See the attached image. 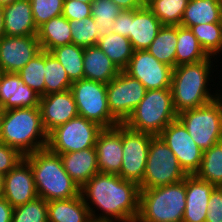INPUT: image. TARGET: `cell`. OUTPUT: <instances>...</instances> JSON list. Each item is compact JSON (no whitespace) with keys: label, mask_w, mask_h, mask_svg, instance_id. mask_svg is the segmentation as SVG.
<instances>
[{"label":"cell","mask_w":222,"mask_h":222,"mask_svg":"<svg viewBox=\"0 0 222 222\" xmlns=\"http://www.w3.org/2000/svg\"><path fill=\"white\" fill-rule=\"evenodd\" d=\"M45 51L36 54L19 72L21 80L40 96L45 95Z\"/></svg>","instance_id":"35"},{"label":"cell","mask_w":222,"mask_h":222,"mask_svg":"<svg viewBox=\"0 0 222 222\" xmlns=\"http://www.w3.org/2000/svg\"><path fill=\"white\" fill-rule=\"evenodd\" d=\"M205 222H222V187L216 186L210 195Z\"/></svg>","instance_id":"44"},{"label":"cell","mask_w":222,"mask_h":222,"mask_svg":"<svg viewBox=\"0 0 222 222\" xmlns=\"http://www.w3.org/2000/svg\"><path fill=\"white\" fill-rule=\"evenodd\" d=\"M100 173L119 175L122 167V123L104 128L95 143Z\"/></svg>","instance_id":"18"},{"label":"cell","mask_w":222,"mask_h":222,"mask_svg":"<svg viewBox=\"0 0 222 222\" xmlns=\"http://www.w3.org/2000/svg\"><path fill=\"white\" fill-rule=\"evenodd\" d=\"M11 222H48L47 201L37 197L13 208Z\"/></svg>","instance_id":"38"},{"label":"cell","mask_w":222,"mask_h":222,"mask_svg":"<svg viewBox=\"0 0 222 222\" xmlns=\"http://www.w3.org/2000/svg\"><path fill=\"white\" fill-rule=\"evenodd\" d=\"M36 27L63 13L64 0H30Z\"/></svg>","instance_id":"39"},{"label":"cell","mask_w":222,"mask_h":222,"mask_svg":"<svg viewBox=\"0 0 222 222\" xmlns=\"http://www.w3.org/2000/svg\"><path fill=\"white\" fill-rule=\"evenodd\" d=\"M215 187L195 174L186 176V206L182 222L206 221L208 202Z\"/></svg>","instance_id":"19"},{"label":"cell","mask_w":222,"mask_h":222,"mask_svg":"<svg viewBox=\"0 0 222 222\" xmlns=\"http://www.w3.org/2000/svg\"><path fill=\"white\" fill-rule=\"evenodd\" d=\"M72 44L86 48L95 46L99 41V30L92 16L81 20H69Z\"/></svg>","instance_id":"36"},{"label":"cell","mask_w":222,"mask_h":222,"mask_svg":"<svg viewBox=\"0 0 222 222\" xmlns=\"http://www.w3.org/2000/svg\"><path fill=\"white\" fill-rule=\"evenodd\" d=\"M123 71L139 80L147 90L171 86L173 68L159 62L148 50L134 51L128 66Z\"/></svg>","instance_id":"14"},{"label":"cell","mask_w":222,"mask_h":222,"mask_svg":"<svg viewBox=\"0 0 222 222\" xmlns=\"http://www.w3.org/2000/svg\"><path fill=\"white\" fill-rule=\"evenodd\" d=\"M188 174L182 169L176 156L159 135L153 136L149 145L146 169L140 189L178 183Z\"/></svg>","instance_id":"8"},{"label":"cell","mask_w":222,"mask_h":222,"mask_svg":"<svg viewBox=\"0 0 222 222\" xmlns=\"http://www.w3.org/2000/svg\"><path fill=\"white\" fill-rule=\"evenodd\" d=\"M159 136L171 149L188 175H193L200 169L203 151L178 118L170 122Z\"/></svg>","instance_id":"13"},{"label":"cell","mask_w":222,"mask_h":222,"mask_svg":"<svg viewBox=\"0 0 222 222\" xmlns=\"http://www.w3.org/2000/svg\"><path fill=\"white\" fill-rule=\"evenodd\" d=\"M195 175L203 181L222 187V141L203 152L200 169Z\"/></svg>","instance_id":"31"},{"label":"cell","mask_w":222,"mask_h":222,"mask_svg":"<svg viewBox=\"0 0 222 222\" xmlns=\"http://www.w3.org/2000/svg\"><path fill=\"white\" fill-rule=\"evenodd\" d=\"M17 0H0V6L9 5L10 3H13Z\"/></svg>","instance_id":"50"},{"label":"cell","mask_w":222,"mask_h":222,"mask_svg":"<svg viewBox=\"0 0 222 222\" xmlns=\"http://www.w3.org/2000/svg\"><path fill=\"white\" fill-rule=\"evenodd\" d=\"M4 35L3 6H0V38Z\"/></svg>","instance_id":"48"},{"label":"cell","mask_w":222,"mask_h":222,"mask_svg":"<svg viewBox=\"0 0 222 222\" xmlns=\"http://www.w3.org/2000/svg\"><path fill=\"white\" fill-rule=\"evenodd\" d=\"M209 57L210 56L201 47L193 32L189 28L178 26L176 66L197 63Z\"/></svg>","instance_id":"29"},{"label":"cell","mask_w":222,"mask_h":222,"mask_svg":"<svg viewBox=\"0 0 222 222\" xmlns=\"http://www.w3.org/2000/svg\"><path fill=\"white\" fill-rule=\"evenodd\" d=\"M64 1H67V0H64ZM79 1L84 2V3H92L93 2V0H79Z\"/></svg>","instance_id":"52"},{"label":"cell","mask_w":222,"mask_h":222,"mask_svg":"<svg viewBox=\"0 0 222 222\" xmlns=\"http://www.w3.org/2000/svg\"><path fill=\"white\" fill-rule=\"evenodd\" d=\"M84 79L108 84L121 70L97 46L84 48L83 54Z\"/></svg>","instance_id":"23"},{"label":"cell","mask_w":222,"mask_h":222,"mask_svg":"<svg viewBox=\"0 0 222 222\" xmlns=\"http://www.w3.org/2000/svg\"><path fill=\"white\" fill-rule=\"evenodd\" d=\"M92 221L135 222L139 213V185L115 174H95L80 188Z\"/></svg>","instance_id":"1"},{"label":"cell","mask_w":222,"mask_h":222,"mask_svg":"<svg viewBox=\"0 0 222 222\" xmlns=\"http://www.w3.org/2000/svg\"><path fill=\"white\" fill-rule=\"evenodd\" d=\"M221 35H222V18H221ZM222 56V41H221V47H220V50L213 56L214 59H216V63H222V62H219V60H221V57ZM219 58V59H218ZM222 61V60H221Z\"/></svg>","instance_id":"49"},{"label":"cell","mask_w":222,"mask_h":222,"mask_svg":"<svg viewBox=\"0 0 222 222\" xmlns=\"http://www.w3.org/2000/svg\"><path fill=\"white\" fill-rule=\"evenodd\" d=\"M1 196L13 208L33 201L38 197L33 172L25 158L3 176V192Z\"/></svg>","instance_id":"16"},{"label":"cell","mask_w":222,"mask_h":222,"mask_svg":"<svg viewBox=\"0 0 222 222\" xmlns=\"http://www.w3.org/2000/svg\"><path fill=\"white\" fill-rule=\"evenodd\" d=\"M177 118L204 152L222 141V97L199 108L180 112Z\"/></svg>","instance_id":"7"},{"label":"cell","mask_w":222,"mask_h":222,"mask_svg":"<svg viewBox=\"0 0 222 222\" xmlns=\"http://www.w3.org/2000/svg\"><path fill=\"white\" fill-rule=\"evenodd\" d=\"M70 90L79 116L94 121L103 128H113L120 123L109 110L107 84L80 79L72 83Z\"/></svg>","instance_id":"9"},{"label":"cell","mask_w":222,"mask_h":222,"mask_svg":"<svg viewBox=\"0 0 222 222\" xmlns=\"http://www.w3.org/2000/svg\"><path fill=\"white\" fill-rule=\"evenodd\" d=\"M24 158L31 166L38 197L49 202L80 195L79 186L65 171L59 154L46 147Z\"/></svg>","instance_id":"4"},{"label":"cell","mask_w":222,"mask_h":222,"mask_svg":"<svg viewBox=\"0 0 222 222\" xmlns=\"http://www.w3.org/2000/svg\"><path fill=\"white\" fill-rule=\"evenodd\" d=\"M190 30L209 56H214L221 47V22L192 26Z\"/></svg>","instance_id":"37"},{"label":"cell","mask_w":222,"mask_h":222,"mask_svg":"<svg viewBox=\"0 0 222 222\" xmlns=\"http://www.w3.org/2000/svg\"><path fill=\"white\" fill-rule=\"evenodd\" d=\"M222 0H189L180 26L191 28L205 23L221 22Z\"/></svg>","instance_id":"25"},{"label":"cell","mask_w":222,"mask_h":222,"mask_svg":"<svg viewBox=\"0 0 222 222\" xmlns=\"http://www.w3.org/2000/svg\"><path fill=\"white\" fill-rule=\"evenodd\" d=\"M45 95L70 90L72 81L69 79L62 64L50 53L45 51Z\"/></svg>","instance_id":"33"},{"label":"cell","mask_w":222,"mask_h":222,"mask_svg":"<svg viewBox=\"0 0 222 222\" xmlns=\"http://www.w3.org/2000/svg\"><path fill=\"white\" fill-rule=\"evenodd\" d=\"M24 158L16 149L0 141V174L5 175Z\"/></svg>","instance_id":"43"},{"label":"cell","mask_w":222,"mask_h":222,"mask_svg":"<svg viewBox=\"0 0 222 222\" xmlns=\"http://www.w3.org/2000/svg\"><path fill=\"white\" fill-rule=\"evenodd\" d=\"M42 125L47 133L78 116L71 90L40 96Z\"/></svg>","instance_id":"17"},{"label":"cell","mask_w":222,"mask_h":222,"mask_svg":"<svg viewBox=\"0 0 222 222\" xmlns=\"http://www.w3.org/2000/svg\"><path fill=\"white\" fill-rule=\"evenodd\" d=\"M103 129L98 123L78 115L48 133L47 148L64 154L95 147Z\"/></svg>","instance_id":"10"},{"label":"cell","mask_w":222,"mask_h":222,"mask_svg":"<svg viewBox=\"0 0 222 222\" xmlns=\"http://www.w3.org/2000/svg\"><path fill=\"white\" fill-rule=\"evenodd\" d=\"M3 192V175L0 174V196Z\"/></svg>","instance_id":"51"},{"label":"cell","mask_w":222,"mask_h":222,"mask_svg":"<svg viewBox=\"0 0 222 222\" xmlns=\"http://www.w3.org/2000/svg\"><path fill=\"white\" fill-rule=\"evenodd\" d=\"M4 34L6 36L37 35L30 0H17L3 6Z\"/></svg>","instance_id":"21"},{"label":"cell","mask_w":222,"mask_h":222,"mask_svg":"<svg viewBox=\"0 0 222 222\" xmlns=\"http://www.w3.org/2000/svg\"><path fill=\"white\" fill-rule=\"evenodd\" d=\"M162 26L146 5L130 10L129 40L134 51L147 50Z\"/></svg>","instance_id":"20"},{"label":"cell","mask_w":222,"mask_h":222,"mask_svg":"<svg viewBox=\"0 0 222 222\" xmlns=\"http://www.w3.org/2000/svg\"><path fill=\"white\" fill-rule=\"evenodd\" d=\"M16 73L0 72V108H15Z\"/></svg>","instance_id":"40"},{"label":"cell","mask_w":222,"mask_h":222,"mask_svg":"<svg viewBox=\"0 0 222 222\" xmlns=\"http://www.w3.org/2000/svg\"><path fill=\"white\" fill-rule=\"evenodd\" d=\"M40 95L26 85L16 73L15 108L39 107Z\"/></svg>","instance_id":"41"},{"label":"cell","mask_w":222,"mask_h":222,"mask_svg":"<svg viewBox=\"0 0 222 222\" xmlns=\"http://www.w3.org/2000/svg\"><path fill=\"white\" fill-rule=\"evenodd\" d=\"M130 10H123L114 20L112 32L129 38Z\"/></svg>","instance_id":"45"},{"label":"cell","mask_w":222,"mask_h":222,"mask_svg":"<svg viewBox=\"0 0 222 222\" xmlns=\"http://www.w3.org/2000/svg\"><path fill=\"white\" fill-rule=\"evenodd\" d=\"M186 206V177L170 185L140 189L135 222H182Z\"/></svg>","instance_id":"5"},{"label":"cell","mask_w":222,"mask_h":222,"mask_svg":"<svg viewBox=\"0 0 222 222\" xmlns=\"http://www.w3.org/2000/svg\"><path fill=\"white\" fill-rule=\"evenodd\" d=\"M41 51L37 35L0 38V72L18 73Z\"/></svg>","instance_id":"15"},{"label":"cell","mask_w":222,"mask_h":222,"mask_svg":"<svg viewBox=\"0 0 222 222\" xmlns=\"http://www.w3.org/2000/svg\"><path fill=\"white\" fill-rule=\"evenodd\" d=\"M62 15L68 20H81L91 16V3H84L79 0L64 1Z\"/></svg>","instance_id":"42"},{"label":"cell","mask_w":222,"mask_h":222,"mask_svg":"<svg viewBox=\"0 0 222 222\" xmlns=\"http://www.w3.org/2000/svg\"><path fill=\"white\" fill-rule=\"evenodd\" d=\"M154 135L129 128L122 123V167L119 176L138 185L146 169L149 145Z\"/></svg>","instance_id":"11"},{"label":"cell","mask_w":222,"mask_h":222,"mask_svg":"<svg viewBox=\"0 0 222 222\" xmlns=\"http://www.w3.org/2000/svg\"><path fill=\"white\" fill-rule=\"evenodd\" d=\"M0 141L26 156L47 147L40 107L1 110Z\"/></svg>","instance_id":"3"},{"label":"cell","mask_w":222,"mask_h":222,"mask_svg":"<svg viewBox=\"0 0 222 222\" xmlns=\"http://www.w3.org/2000/svg\"><path fill=\"white\" fill-rule=\"evenodd\" d=\"M122 10H136L146 5V0H111Z\"/></svg>","instance_id":"47"},{"label":"cell","mask_w":222,"mask_h":222,"mask_svg":"<svg viewBox=\"0 0 222 222\" xmlns=\"http://www.w3.org/2000/svg\"><path fill=\"white\" fill-rule=\"evenodd\" d=\"M13 207L2 196H0V222H11Z\"/></svg>","instance_id":"46"},{"label":"cell","mask_w":222,"mask_h":222,"mask_svg":"<svg viewBox=\"0 0 222 222\" xmlns=\"http://www.w3.org/2000/svg\"><path fill=\"white\" fill-rule=\"evenodd\" d=\"M59 155L65 171L79 188L100 172L95 147Z\"/></svg>","instance_id":"22"},{"label":"cell","mask_w":222,"mask_h":222,"mask_svg":"<svg viewBox=\"0 0 222 222\" xmlns=\"http://www.w3.org/2000/svg\"><path fill=\"white\" fill-rule=\"evenodd\" d=\"M123 11L111 0H93L91 3V16L99 30V38L112 32L114 20Z\"/></svg>","instance_id":"34"},{"label":"cell","mask_w":222,"mask_h":222,"mask_svg":"<svg viewBox=\"0 0 222 222\" xmlns=\"http://www.w3.org/2000/svg\"><path fill=\"white\" fill-rule=\"evenodd\" d=\"M214 62L215 59L210 56L206 60L178 65L173 69L170 89L177 114L205 106L221 95L222 89H218L219 84L213 80L216 75L214 72L218 69V63L215 65Z\"/></svg>","instance_id":"2"},{"label":"cell","mask_w":222,"mask_h":222,"mask_svg":"<svg viewBox=\"0 0 222 222\" xmlns=\"http://www.w3.org/2000/svg\"><path fill=\"white\" fill-rule=\"evenodd\" d=\"M170 88L147 90L144 98L124 122L129 128L159 135L177 119Z\"/></svg>","instance_id":"6"},{"label":"cell","mask_w":222,"mask_h":222,"mask_svg":"<svg viewBox=\"0 0 222 222\" xmlns=\"http://www.w3.org/2000/svg\"><path fill=\"white\" fill-rule=\"evenodd\" d=\"M189 0H146V6L162 25L180 26Z\"/></svg>","instance_id":"32"},{"label":"cell","mask_w":222,"mask_h":222,"mask_svg":"<svg viewBox=\"0 0 222 222\" xmlns=\"http://www.w3.org/2000/svg\"><path fill=\"white\" fill-rule=\"evenodd\" d=\"M50 53L62 64L72 82L84 79L83 47L68 44L52 49Z\"/></svg>","instance_id":"30"},{"label":"cell","mask_w":222,"mask_h":222,"mask_svg":"<svg viewBox=\"0 0 222 222\" xmlns=\"http://www.w3.org/2000/svg\"><path fill=\"white\" fill-rule=\"evenodd\" d=\"M97 46L123 71L129 64L134 53L129 38L118 33L111 32L105 37L99 38Z\"/></svg>","instance_id":"28"},{"label":"cell","mask_w":222,"mask_h":222,"mask_svg":"<svg viewBox=\"0 0 222 222\" xmlns=\"http://www.w3.org/2000/svg\"><path fill=\"white\" fill-rule=\"evenodd\" d=\"M178 26L163 25L147 49L159 62L176 67Z\"/></svg>","instance_id":"27"},{"label":"cell","mask_w":222,"mask_h":222,"mask_svg":"<svg viewBox=\"0 0 222 222\" xmlns=\"http://www.w3.org/2000/svg\"><path fill=\"white\" fill-rule=\"evenodd\" d=\"M47 207L48 222H92L81 194L71 199L49 201Z\"/></svg>","instance_id":"24"},{"label":"cell","mask_w":222,"mask_h":222,"mask_svg":"<svg viewBox=\"0 0 222 222\" xmlns=\"http://www.w3.org/2000/svg\"><path fill=\"white\" fill-rule=\"evenodd\" d=\"M147 89L137 79L121 71L107 84V101L111 114L124 123L144 98Z\"/></svg>","instance_id":"12"},{"label":"cell","mask_w":222,"mask_h":222,"mask_svg":"<svg viewBox=\"0 0 222 222\" xmlns=\"http://www.w3.org/2000/svg\"><path fill=\"white\" fill-rule=\"evenodd\" d=\"M41 50L50 52L59 46L72 44L69 20L63 15L53 17L38 28Z\"/></svg>","instance_id":"26"}]
</instances>
